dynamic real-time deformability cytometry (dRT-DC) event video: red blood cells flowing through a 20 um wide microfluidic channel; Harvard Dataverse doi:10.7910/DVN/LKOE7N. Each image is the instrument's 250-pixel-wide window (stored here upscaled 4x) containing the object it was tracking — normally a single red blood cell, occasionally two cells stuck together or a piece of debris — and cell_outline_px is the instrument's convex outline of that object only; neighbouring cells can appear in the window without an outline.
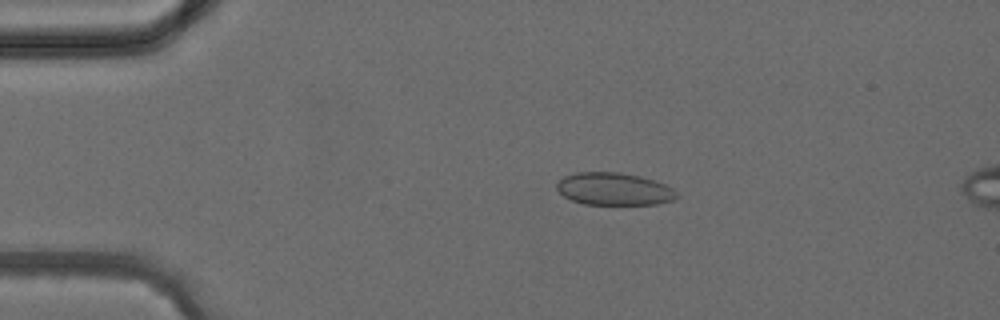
{"species": "common noctule bat (a hibernating species)", "species_latin": "Nyctalus noctula", "temperature_condition": "cold", "stored_images_in_passage": 4, "camera_frame_rate_fps": 3000, "um_per_image_px": 0.085, "animal": {"sex": "female", "body_mass_g": 24.6, "forearm_length_mm": 56.2}, "frame": {"image": 1, "passage_image": 2, "time_ms": 1.333, "image_size_px": [1000, 320], "cell_outline_px": [[680, 196], [672, 200], [656, 204], [584, 204], [572, 200], [564, 196], [556, 188], [556, 184], [564, 176], [576, 172], [620, 172], [640, 176], [664, 184], [672, 188]], "centroid_in_image_um": [52.18, 16.06], "position_along_channel_um": 32.8, "area_um2": 22.6}}